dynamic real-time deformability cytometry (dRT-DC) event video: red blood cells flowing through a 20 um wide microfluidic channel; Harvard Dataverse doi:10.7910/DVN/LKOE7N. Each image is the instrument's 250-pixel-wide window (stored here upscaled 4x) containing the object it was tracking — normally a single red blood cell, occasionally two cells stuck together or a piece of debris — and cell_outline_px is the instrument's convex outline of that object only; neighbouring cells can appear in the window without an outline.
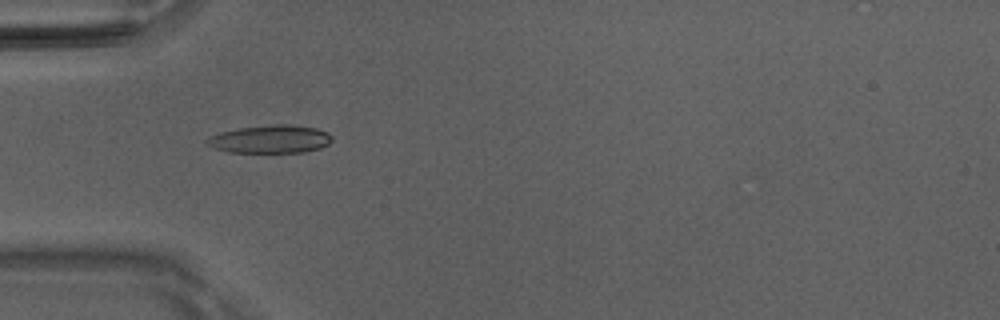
{"species": "Egyptian fruit bat (a non-hibernating species)", "species_latin": "Rousettus aegyptiacus", "temperature_condition": "room temperature", "stored_images_in_passage": 39, "camera_frame_rate_fps": 3000, "um_per_image_px": 0.085, "animal": {"sex": "male"}, "frame": {"image": 1, "passage_image": 5, "time_ms": 1.333, "image_size_px": [1000, 320], "cell_outline_px": [[332, 140], [328, 144], [320, 148], [304, 152], [228, 152], [216, 148], [208, 144], [204, 140], [220, 132], [240, 128], [276, 124], [288, 124], [316, 128], [328, 132], [332, 136]], "centroid_in_image_um": [23.02, 11.82], "position_along_channel_um": 62.0, "area_um2": 20.23}}
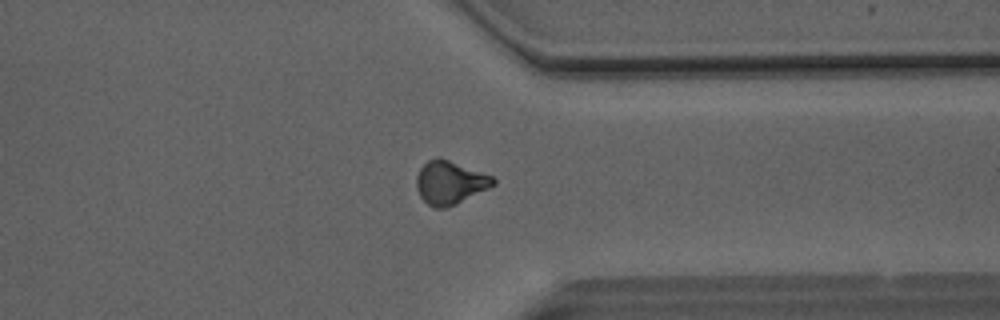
{"frame": {"image": 2, "passage_image": 28, "time_ms": 9.0, "image_size_px": [1000, 320], "cell_outline_px": [[496, 184], [456, 204], [444, 208], [432, 208], [420, 196], [416, 188], [416, 176], [420, 168], [428, 160], [436, 156], [440, 156], [492, 176], [496, 180]], "centroid_in_image_um": [38.22, 15.5], "position_along_channel_um": 373.2, "area_um2": 19.42}}
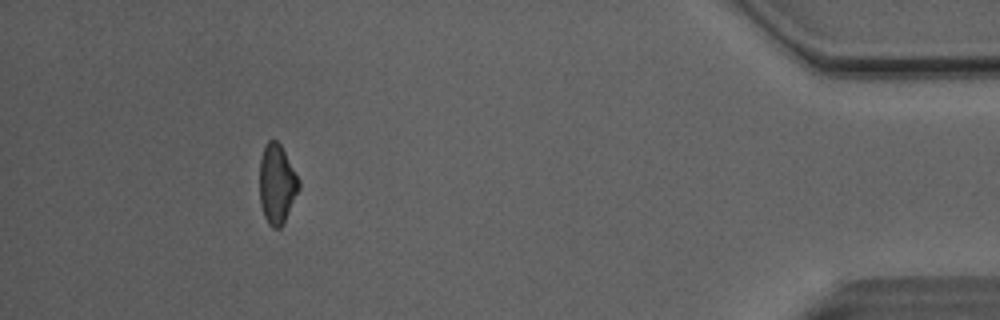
{"frame": {"image": 3, "passage_image": 35, "time_ms": 11.333, "image_size_px": [1000, 320], "cell_outline_px": [[300, 188], [280, 228], [272, 228], [268, 224], [264, 216], [260, 204], [260, 160], [264, 148], [268, 140], [276, 140], [280, 144], [300, 180]], "centroid_in_image_um": [23.53, 15.64], "position_along_channel_um": 411.7, "area_um2": 17.98}, "authors_computed_cell_mechanics": {"area_um2": 19.0162, "velocity_mm_per_s": 4.1161, "shape_relaxation_time_tau1_ms": 7.4148, "shape_relaxation_time_tau2_ms": 5.4174, "deformation_change_tau1": 0.2015, "deformation_change_tau2": 0.133}}